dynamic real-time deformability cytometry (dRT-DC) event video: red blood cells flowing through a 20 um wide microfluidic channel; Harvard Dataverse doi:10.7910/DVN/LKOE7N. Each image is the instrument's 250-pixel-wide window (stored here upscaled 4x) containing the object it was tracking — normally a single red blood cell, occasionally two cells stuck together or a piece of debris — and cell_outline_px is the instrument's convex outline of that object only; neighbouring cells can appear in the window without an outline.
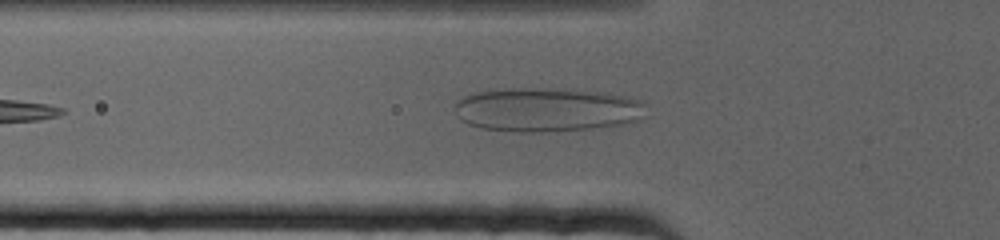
{"species": "human", "species_latin": "Homo sapiens", "temperature_condition": "cold", "stored_images_in_passage": 44, "camera_frame_rate_fps": 3000, "um_per_image_px": 0.085, "donor": {"sex": "female"}, "frame": {"image": 1, "passage_image": 9, "time_ms": 2.667, "image_size_px": [1000, 240], "cell_outline_px": [[644, 116], [640, 120], [632, 124], [592, 128], [544, 132], [520, 132], [480, 128], [468, 124], [460, 120], [456, 116], [456, 104], [464, 96], [472, 92], [504, 88], [576, 88], [604, 92], [628, 96], [640, 100], [644, 104]], "centroid_in_image_um": [46.52, 9.31], "position_along_channel_um": 79.3, "area_um2": 50.05}}
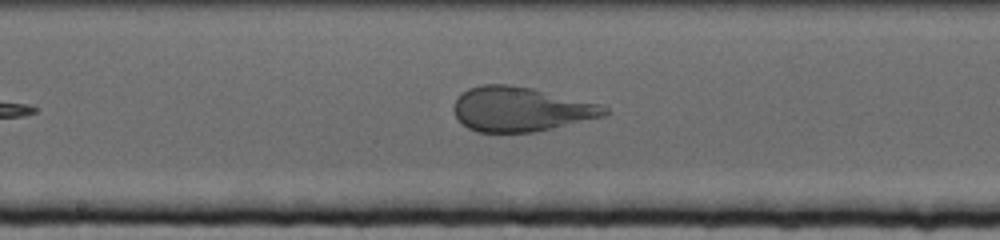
{"frame": {"image": 2, "passage_image": 22, "time_ms": 7.0, "image_size_px": [1000, 240], "cell_outline_px": [[608, 112], [604, 116], [532, 132], [476, 132], [468, 128], [456, 116], [452, 108], [456, 100], [468, 88], [480, 84], [508, 84], [532, 88], [600, 104], [608, 108]], "centroid_in_image_um": [44.23, 9.27], "position_along_channel_um": 204.0, "area_um2": 38.73}}
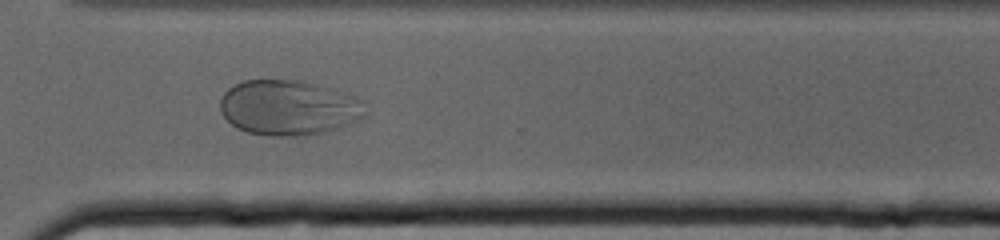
{"frame": {"image": 3, "passage_image": 37, "time_ms": 12.0, "image_size_px": [1000, 240], "cell_outline_px": [[368, 112], [364, 116], [340, 128], [308, 136], [268, 136], [248, 132], [236, 128], [220, 112], [220, 100], [224, 92], [228, 88], [244, 80], [304, 80], [356, 96], [364, 100]], "centroid_in_image_um": [24.56, 9.15], "position_along_channel_um": 346.0, "area_um2": 47.22}}